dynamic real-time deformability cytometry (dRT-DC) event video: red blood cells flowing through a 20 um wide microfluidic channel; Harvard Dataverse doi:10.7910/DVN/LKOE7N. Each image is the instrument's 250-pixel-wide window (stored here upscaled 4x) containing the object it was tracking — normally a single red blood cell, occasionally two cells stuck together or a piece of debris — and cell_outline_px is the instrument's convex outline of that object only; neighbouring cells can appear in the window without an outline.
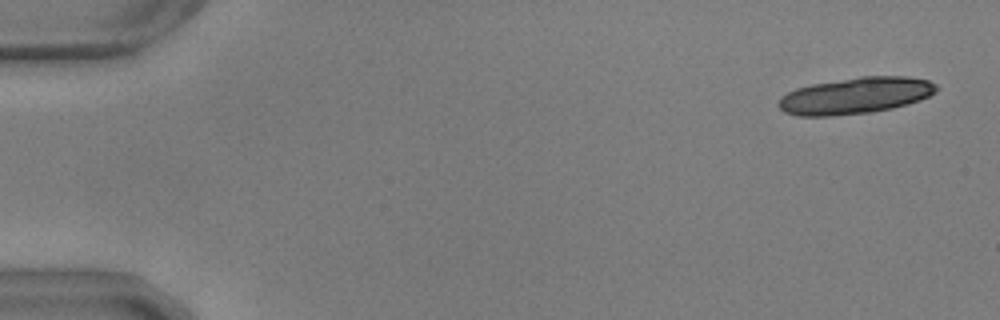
{"species": "common noctule bat (a hibernating species)", "species_latin": "Nyctalus noctula", "temperature_condition": "warm", "stored_images_in_passage": 6, "camera_frame_rate_fps": 3000, "um_per_image_px": 0.085, "animal": {"sex": "male", "body_mass_g": 17.9, "forearm_length_mm": 54.2}, "frame": {"image": 1, "passage_image": 1, "time_ms": 0.0, "image_size_px": [1000, 320], "cell_outline_px": [[936, 92], [920, 100], [908, 104], [892, 108], [872, 112], [832, 116], [796, 116], [784, 112], [776, 104], [780, 96], [796, 88], [812, 84], [860, 76], [908, 76], [928, 80], [936, 84]], "centroid_in_image_um": [72.68, 8.13], "position_along_channel_um": 12.3, "area_um2": 33.76}}